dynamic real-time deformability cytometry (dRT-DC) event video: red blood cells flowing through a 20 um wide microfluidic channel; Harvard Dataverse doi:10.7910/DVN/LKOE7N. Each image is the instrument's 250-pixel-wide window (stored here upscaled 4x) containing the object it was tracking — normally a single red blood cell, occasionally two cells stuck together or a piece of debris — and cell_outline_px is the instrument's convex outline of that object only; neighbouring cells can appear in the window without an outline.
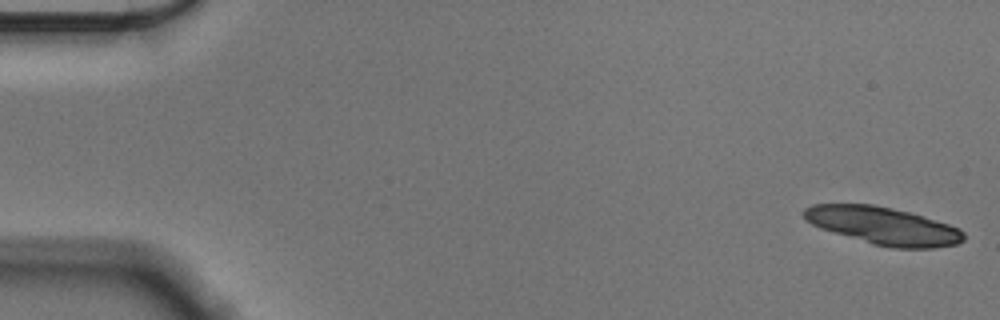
{"species": "Egyptian fruit bat (a non-hibernating species)", "species_latin": "Rousettus aegyptiacus", "temperature_condition": "cold", "stored_images_in_passage": 17, "camera_frame_rate_fps": 3000, "um_per_image_px": 0.085, "animal": {"sex": "male"}, "frame": {"image": 1, "passage_image": 1, "time_ms": 0.0, "image_size_px": [1000, 320], "cell_outline_px": [[964, 240], [956, 244], [932, 248], [892, 248], [872, 244], [820, 228], [804, 220], [804, 208], [812, 204], [872, 204], [892, 208], [908, 212], [948, 224], [960, 228], [964, 232]], "centroid_in_image_um": [75.06, 19.19], "position_along_channel_um": 9.9, "area_um2": 34.8}}